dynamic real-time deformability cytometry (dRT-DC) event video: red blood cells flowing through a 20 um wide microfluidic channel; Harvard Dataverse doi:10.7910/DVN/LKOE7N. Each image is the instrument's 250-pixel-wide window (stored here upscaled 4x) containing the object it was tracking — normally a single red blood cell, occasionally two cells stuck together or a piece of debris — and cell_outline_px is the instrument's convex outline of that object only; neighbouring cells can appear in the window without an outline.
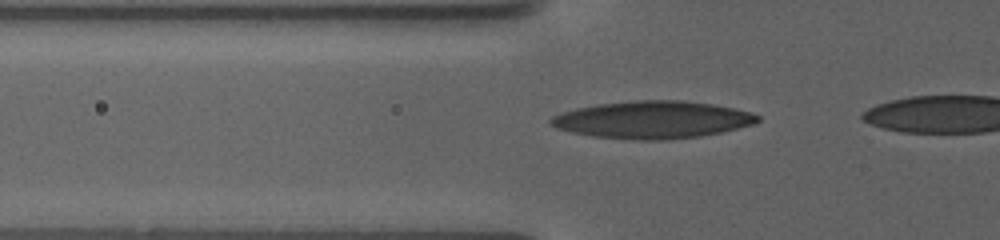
{"species": "human", "species_latin": "Homo sapiens", "temperature_condition": "warm", "stored_images_in_passage": 6, "camera_frame_rate_fps": 3000, "um_per_image_px": 0.085, "donor": {"sex": "female"}, "frame": {"image": 1, "passage_image": 3, "time_ms": 1.333, "image_size_px": [1000, 240], "cell_outline_px": [[760, 120], [752, 124], [720, 132], [700, 136], [660, 140], [632, 140], [592, 136], [572, 132], [556, 128], [548, 120], [552, 116], [560, 112], [576, 108], [596, 104], [636, 100], [684, 100], [712, 104], [732, 108], [748, 112], [760, 116]], "centroid_in_image_um": [55.4, 10.17], "position_along_channel_um": 70.4, "area_um2": 44.91}}